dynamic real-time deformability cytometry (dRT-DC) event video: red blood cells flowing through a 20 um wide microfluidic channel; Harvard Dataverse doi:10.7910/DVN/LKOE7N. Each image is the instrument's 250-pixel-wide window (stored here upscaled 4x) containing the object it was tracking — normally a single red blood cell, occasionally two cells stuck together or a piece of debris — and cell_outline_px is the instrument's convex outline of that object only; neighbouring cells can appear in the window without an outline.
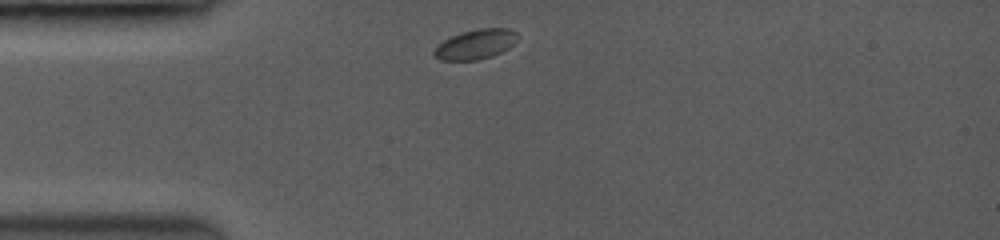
{"species": "common noctule bat (a hibernating species)", "species_latin": "Nyctalus noctula", "temperature_condition": "room temperature", "stored_images_in_passage": 8, "camera_frame_rate_fps": 3500, "um_per_image_px": 0.085, "animal": {"sex": "female", "body_mass_g": 19.0, "forearm_length_mm": 53.3}, "frame": {"image": 1, "passage_image": 1, "time_ms": 0.0, "image_size_px": [1000, 240], "cell_outline_px": [[516, 40], [508, 48], [492, 56], [476, 60], [440, 60], [432, 52], [444, 40], [460, 32], [476, 28], [508, 28], [516, 32]], "centroid_in_image_um": [40.42, 3.75], "position_along_channel_um": 44.6, "area_um2": 14.28}}
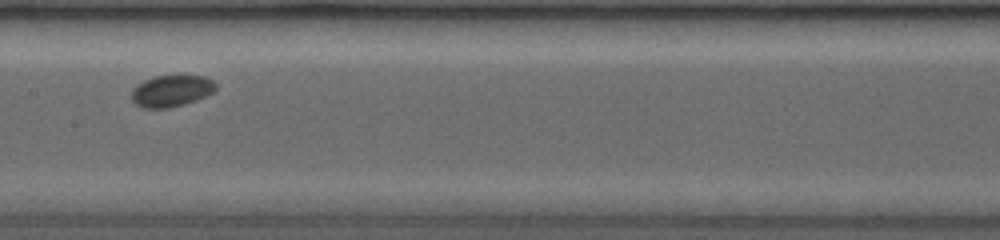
{"frame": {"image": 2, "passage_image": 6, "time_ms": 4.286, "image_size_px": [1000, 240], "cell_outline_px": [[216, 88], [212, 92], [204, 96], [180, 104], [164, 108], [144, 108], [136, 104], [132, 100], [132, 92], [136, 84], [152, 76], [204, 76], [212, 80], [216, 84]], "centroid_in_image_um": [14.52, 7.7], "position_along_channel_um": 192.9, "area_um2": 15.09}}
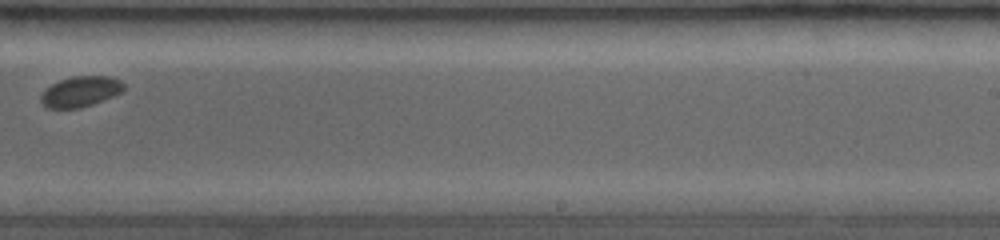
{"frame": {"image": 3, "passage_image": 8, "time_ms": 6.571, "image_size_px": [1000, 240], "cell_outline_px": [[124, 88], [120, 92], [112, 96], [92, 104], [80, 108], [48, 108], [40, 100], [40, 96], [52, 84], [60, 80], [72, 76], [108, 76], [120, 80], [124, 84]], "centroid_in_image_um": [6.84, 7.77], "position_along_channel_um": 282.2, "area_um2": 14.45}}